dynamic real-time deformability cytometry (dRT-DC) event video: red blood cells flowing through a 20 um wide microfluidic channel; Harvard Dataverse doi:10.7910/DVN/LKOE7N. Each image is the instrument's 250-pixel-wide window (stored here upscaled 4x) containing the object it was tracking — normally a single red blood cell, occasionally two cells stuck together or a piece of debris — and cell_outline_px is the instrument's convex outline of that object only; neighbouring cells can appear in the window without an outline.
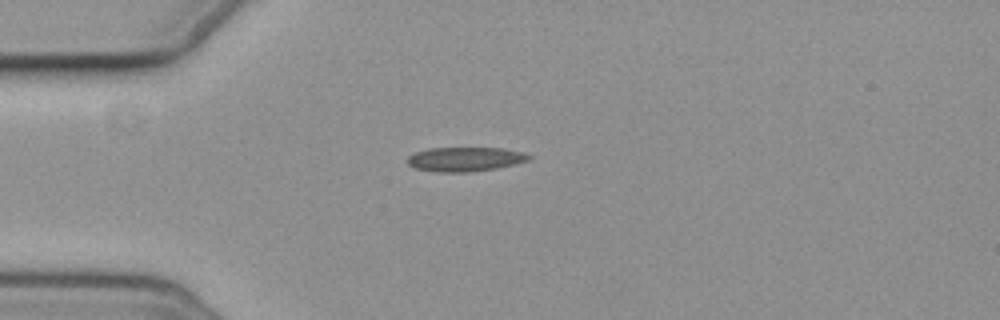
{"species": "common noctule bat (a hibernating species)", "species_latin": "Nyctalus noctula", "temperature_condition": "cold", "stored_images_in_passage": 3, "camera_frame_rate_fps": 3000, "um_per_image_px": 0.085, "animal": {"sex": "female", "body_mass_g": 19.3, "forearm_length_mm": 54.1}, "frame": {"image": 1, "passage_image": 1, "time_ms": 0.0, "image_size_px": [1000, 320], "cell_outline_px": [[532, 160], [516, 164], [496, 168], [468, 172], [436, 172], [416, 168], [408, 164], [408, 156], [416, 152], [428, 148], [504, 148], [524, 152], [532, 156]], "centroid_in_image_um": [39.59, 13.53], "position_along_channel_um": 45.4, "area_um2": 17.28}}
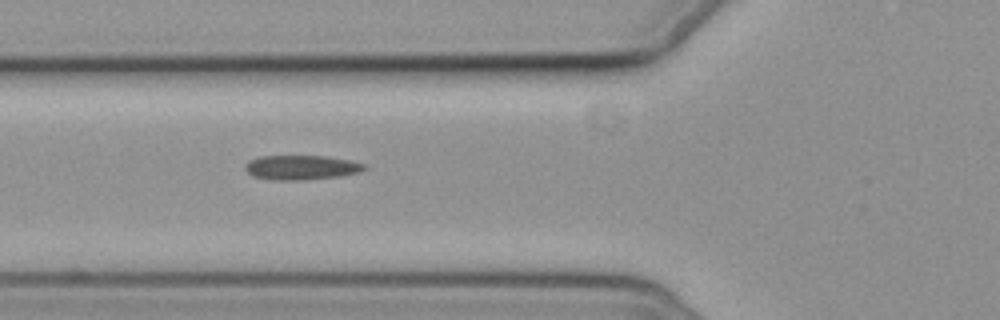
{"frame": {"image": 2, "passage_image": 3, "time_ms": 2.0, "image_size_px": [1000, 320], "cell_outline_px": [[368, 168], [360, 172], [340, 176], [304, 180], [272, 180], [252, 176], [244, 168], [244, 164], [248, 160], [260, 156], [324, 156], [348, 160], [364, 164]], "centroid_in_image_um": [25.57, 14.24], "position_along_channel_um": 100.2, "area_um2": 17.11}}